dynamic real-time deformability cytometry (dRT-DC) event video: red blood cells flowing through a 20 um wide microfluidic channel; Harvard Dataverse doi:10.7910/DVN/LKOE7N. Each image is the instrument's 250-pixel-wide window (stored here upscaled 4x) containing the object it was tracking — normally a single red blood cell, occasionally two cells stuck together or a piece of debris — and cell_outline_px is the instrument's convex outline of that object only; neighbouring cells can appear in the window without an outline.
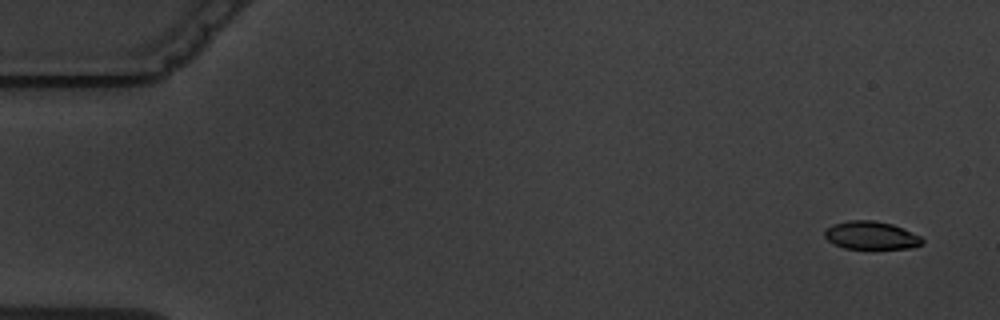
{"species": "common noctule bat (a hibernating species)", "species_latin": "Nyctalus noctula", "temperature_condition": "warm", "stored_images_in_passage": 6, "camera_frame_rate_fps": 3000, "um_per_image_px": 0.085, "animal": {"sex": "male", "body_mass_g": 19.5, "forearm_length_mm": 54.6}, "frame": {"image": 1, "passage_image": 1, "time_ms": 0.0, "image_size_px": [1000, 320], "cell_outline_px": [[924, 244], [912, 248], [844, 248], [828, 240], [824, 236], [824, 228], [832, 224], [848, 220], [872, 220], [892, 224], [920, 236], [924, 240]], "centroid_in_image_um": [74.03, 20.0], "position_along_channel_um": 11.0, "area_um2": 15.9}}